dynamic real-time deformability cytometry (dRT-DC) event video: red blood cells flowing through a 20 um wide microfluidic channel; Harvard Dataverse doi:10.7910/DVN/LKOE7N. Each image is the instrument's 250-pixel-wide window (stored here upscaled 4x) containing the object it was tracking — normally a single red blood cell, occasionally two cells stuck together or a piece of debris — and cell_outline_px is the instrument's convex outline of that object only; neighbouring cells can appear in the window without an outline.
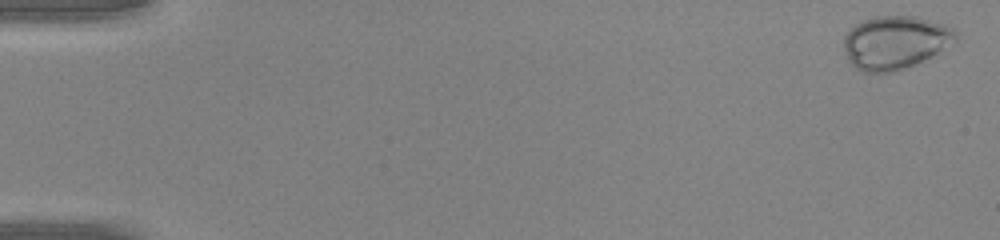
{"species": "common noctule bat (a hibernating species)", "species_latin": "Nyctalus noctula", "temperature_condition": "warm", "stored_images_in_passage": 47, "camera_frame_rate_fps": 3000, "um_per_image_px": 0.085, "animal": {"sex": "male", "body_mass_g": 20.0, "forearm_length_mm": 53.3}, "frame": {"image": 1, "passage_image": 2, "time_ms": 0.333, "image_size_px": [1000, 240], "cell_outline_px": [[956, 40], [936, 52], [896, 72], [864, 72], [856, 68], [848, 60], [844, 48], [844, 36], [856, 24], [864, 20], [876, 16], [916, 16], [944, 24], [952, 28], [956, 32]], "centroid_in_image_um": [76.04, 3.59], "position_along_channel_um": 9.0, "area_um2": 34.04}}
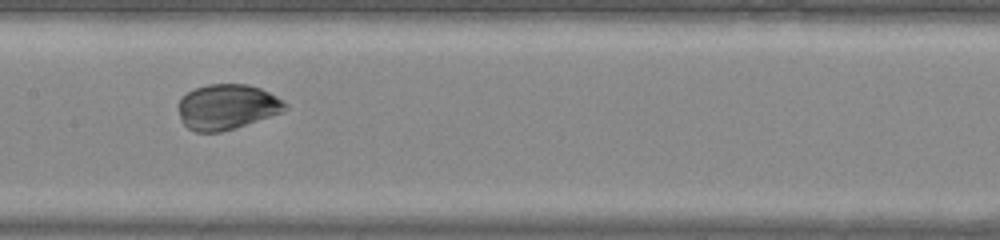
{"frame": {"image": 2, "passage_image": 25, "time_ms": 8.0, "image_size_px": [1000, 240], "cell_outline_px": [[288, 108], [284, 112], [236, 128], [220, 132], [196, 132], [188, 128], [180, 120], [180, 96], [196, 88], [208, 84], [248, 84], [260, 88], [276, 96], [288, 104]], "centroid_in_image_um": [19.32, 9.09], "position_along_channel_um": 188.1, "area_um2": 28.26}}
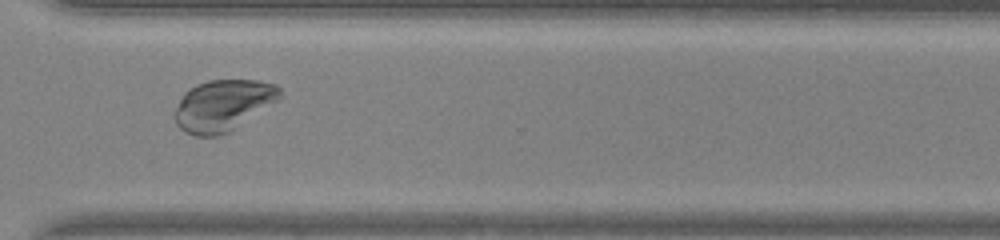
{"frame": {"image": 3, "passage_image": 36, "time_ms": 11.667, "image_size_px": [1000, 240], "cell_outline_px": [[280, 100], [228, 132], [216, 136], [196, 136], [184, 132], [176, 124], [172, 116], [184, 92], [196, 84], [208, 80], [256, 80], [276, 84], [280, 88]], "centroid_in_image_um": [18.94, 8.95], "position_along_channel_um": 351.7, "area_um2": 31.5}}